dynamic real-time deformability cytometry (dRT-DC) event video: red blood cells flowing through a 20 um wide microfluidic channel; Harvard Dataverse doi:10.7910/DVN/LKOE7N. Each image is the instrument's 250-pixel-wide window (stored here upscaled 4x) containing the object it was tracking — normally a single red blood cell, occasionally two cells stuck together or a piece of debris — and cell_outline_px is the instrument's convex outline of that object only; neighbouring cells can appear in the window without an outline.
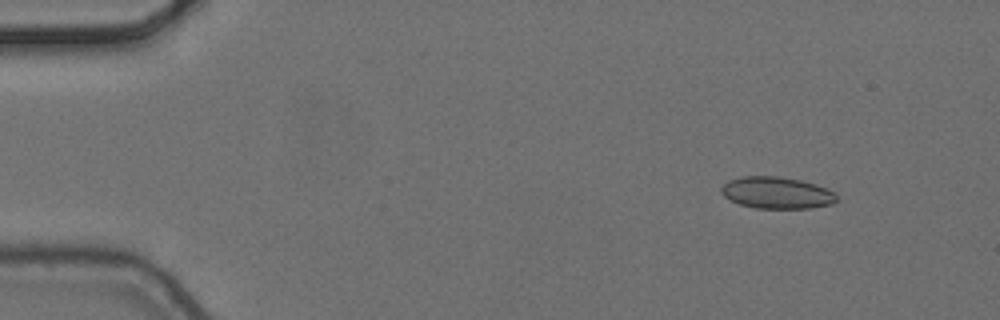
{"species": "common noctule bat (a hibernating species)", "species_latin": "Nyctalus noctula", "temperature_condition": "cold", "stored_images_in_passage": 4, "camera_frame_rate_fps": 3000, "um_per_image_px": 0.085, "animal": {"sex": "female", "body_mass_g": 24.6, "forearm_length_mm": 56.2}, "frame": {"image": 1, "passage_image": 1, "time_ms": 0.0, "image_size_px": [1000, 320], "cell_outline_px": [[836, 200], [832, 204], [808, 208], [756, 208], [740, 204], [724, 196], [720, 192], [720, 188], [728, 180], [744, 176], [776, 176], [800, 180], [816, 184], [832, 192], [836, 196]], "centroid_in_image_um": [65.98, 16.38], "position_along_channel_um": 19.0, "area_um2": 21.1}}
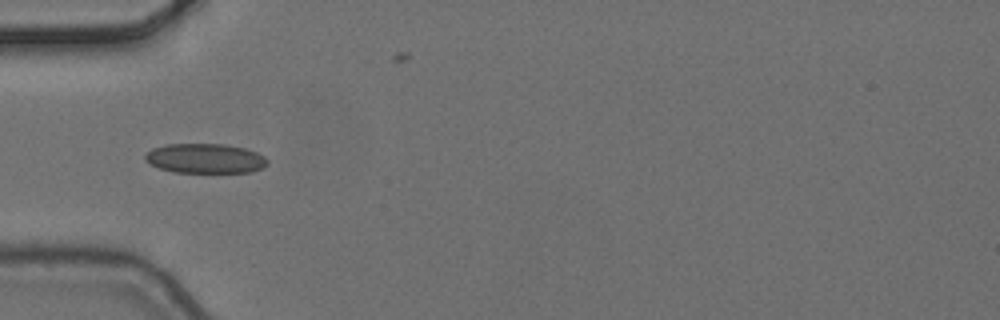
{"frame": {"image": 2, "passage_image": 4, "time_ms": 1.0, "image_size_px": [1000, 320], "cell_outline_px": [[268, 164], [264, 168], [252, 172], [172, 172], [160, 168], [144, 160], [144, 156], [152, 148], [168, 144], [224, 144], [244, 148], [256, 152], [264, 156], [268, 160]], "centroid_in_image_um": [17.47, 13.47], "position_along_channel_um": 67.5, "area_um2": 21.15}}